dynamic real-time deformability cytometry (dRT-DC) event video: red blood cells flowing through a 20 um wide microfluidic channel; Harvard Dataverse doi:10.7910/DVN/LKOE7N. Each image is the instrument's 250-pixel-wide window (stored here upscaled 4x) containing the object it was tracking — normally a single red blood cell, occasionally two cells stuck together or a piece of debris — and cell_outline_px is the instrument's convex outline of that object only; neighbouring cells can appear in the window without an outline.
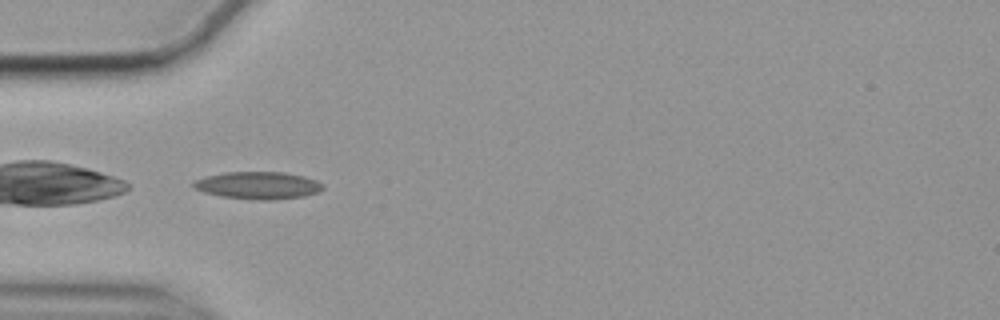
{"species": "common noctule bat (a hibernating species)", "species_latin": "Nyctalus noctula", "temperature_condition": "cold", "stored_images_in_passage": 36, "camera_frame_rate_fps": 3000, "um_per_image_px": 0.085, "animal": {"sex": "female", "body_mass_g": 19.9}, "frame": {"image": 1, "passage_image": 1, "time_ms": 0.0, "image_size_px": [1000, 320], "cell_outline_px": [[324, 188], [320, 192], [304, 196], [272, 200], [252, 200], [220, 196], [204, 192], [196, 188], [192, 184], [192, 180], [224, 172], [284, 172], [304, 176], [316, 180], [324, 184]], "centroid_in_image_um": [21.96, 15.76], "position_along_channel_um": 63.0, "area_um2": 20.81}, "authors_computed_cell_mechanics": {"area_um2": 18.3515, "velocity_mm_per_s": 3.5328, "shape_relaxation_time_tau1_ms": 10.3257, "shape_relaxation_time_tau2_ms": 8.8665, "deformation_change_tau1": 0.2052, "deformation_change_tau2": 0.2061}}